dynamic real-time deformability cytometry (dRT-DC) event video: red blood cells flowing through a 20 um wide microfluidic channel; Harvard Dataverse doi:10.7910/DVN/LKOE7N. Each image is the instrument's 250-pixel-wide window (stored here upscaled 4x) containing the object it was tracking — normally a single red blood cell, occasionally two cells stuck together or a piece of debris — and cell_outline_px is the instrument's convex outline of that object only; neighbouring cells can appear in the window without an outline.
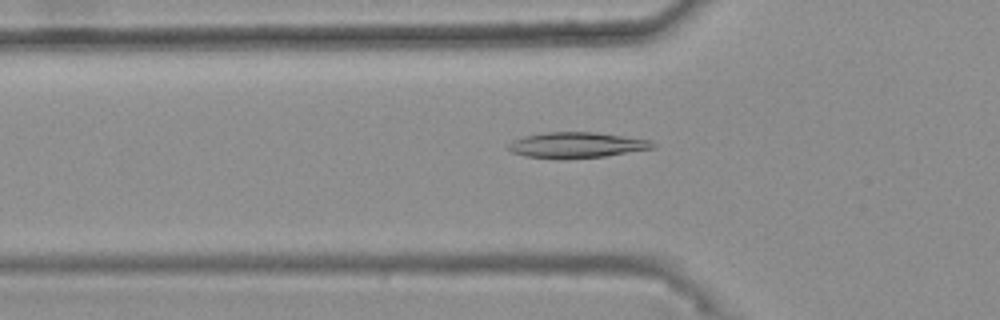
{"species": "common noctule bat (a hibernating species)", "species_latin": "Nyctalus noctula", "temperature_condition": "warm", "stored_images_in_passage": 34, "camera_frame_rate_fps": 3000, "um_per_image_px": 0.085, "animal": {"sex": "female", "body_mass_g": 25.1}, "frame": {"image": 1, "passage_image": 7, "time_ms": 2.0, "image_size_px": [1000, 320], "cell_outline_px": [[656, 144], [652, 148], [604, 156], [524, 156], [512, 152], [508, 148], [508, 144], [512, 140], [524, 136], [544, 132], [596, 132], [652, 140]], "centroid_in_image_um": [49.03, 12.27], "position_along_channel_um": 76.8, "area_um2": 20.63}}
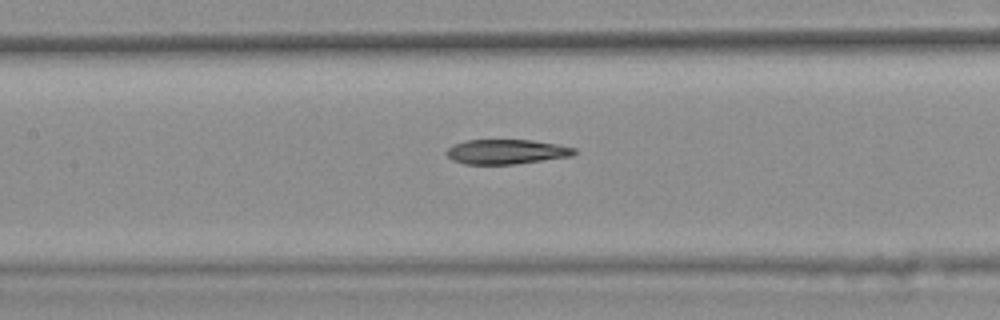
{"frame": {"image": 2, "passage_image": 14, "time_ms": 4.333, "image_size_px": [1000, 320], "cell_outline_px": [[576, 152], [572, 156], [512, 164], [464, 164], [452, 160], [444, 152], [448, 148], [456, 144], [468, 140], [532, 140], [556, 144], [576, 148]], "centroid_in_image_um": [43.03, 12.9], "position_along_channel_um": 164.4, "area_um2": 18.21}}
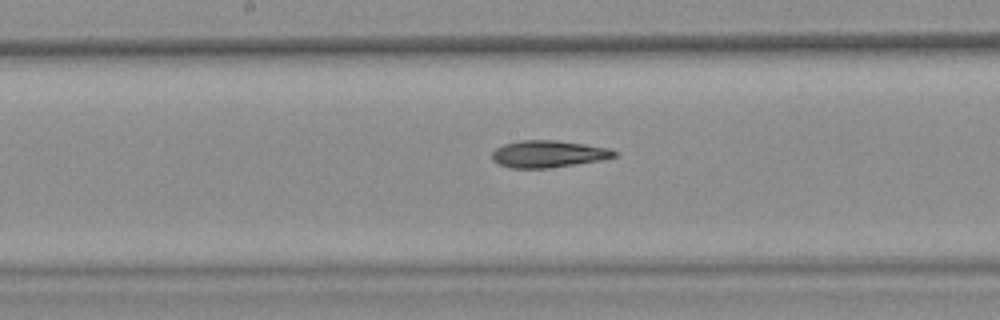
{"frame": {"image": 3, "passage_image": 17, "time_ms": 5.333, "image_size_px": [1000, 320], "cell_outline_px": [[620, 152], [616, 156], [604, 160], [548, 168], [512, 168], [500, 164], [492, 160], [492, 152], [496, 148], [504, 144], [520, 140], [556, 140], [584, 144], [608, 148]], "centroid_in_image_um": [46.63, 13.08], "position_along_channel_um": 201.6, "area_um2": 19.31}, "authors_computed_cell_mechanics": {"area_um2": 19.3052, "velocity_mm_per_s": 3.7264, "shape_relaxation_time_tau1_ms": null, "shape_relaxation_time_tau2_ms": 9.3484, "deformation_change_tau1": null, "deformation_change_tau2": 0.1867}}